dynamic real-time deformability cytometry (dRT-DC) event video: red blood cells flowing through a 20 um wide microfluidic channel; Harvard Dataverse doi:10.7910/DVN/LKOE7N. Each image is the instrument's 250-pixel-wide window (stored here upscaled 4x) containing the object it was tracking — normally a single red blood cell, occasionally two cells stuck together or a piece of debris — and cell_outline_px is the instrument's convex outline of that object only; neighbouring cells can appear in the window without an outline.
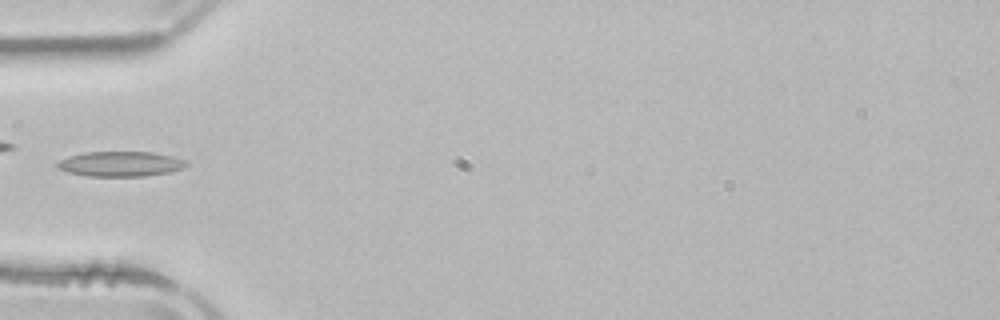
{"species": "common noctule bat (a hibernating species)", "species_latin": "Nyctalus noctula", "temperature_condition": "room temperature", "stored_images_in_passage": 4, "camera_frame_rate_fps": 3000, "um_per_image_px": 0.085, "animal": {"sex": "male", "body_mass_g": 21.5, "forearm_length_mm": 52.0}, "frame": {"image": 1, "passage_image": 4, "time_ms": 3.667, "image_size_px": [1000, 320], "cell_outline_px": [[188, 164], [184, 168], [168, 172], [144, 176], [88, 176], [68, 172], [56, 168], [56, 164], [60, 160], [68, 156], [84, 152], [152, 152], [172, 156], [184, 160]], "centroid_in_image_um": [10.21, 13.93], "position_along_channel_um": 74.8, "area_um2": 18.79}}